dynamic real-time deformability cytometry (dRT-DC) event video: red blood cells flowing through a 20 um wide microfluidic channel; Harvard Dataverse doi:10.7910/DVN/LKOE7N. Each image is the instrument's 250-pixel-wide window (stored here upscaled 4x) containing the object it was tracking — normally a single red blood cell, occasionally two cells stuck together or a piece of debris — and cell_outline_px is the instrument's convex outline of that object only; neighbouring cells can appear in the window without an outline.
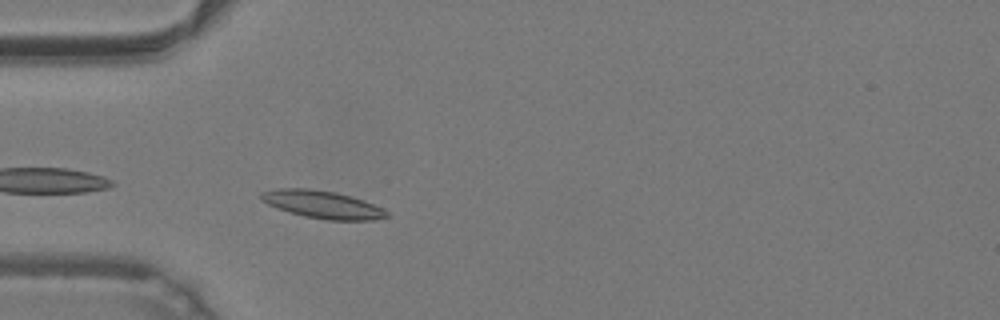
{"species": "common noctule bat (a hibernating species)", "species_latin": "Nyctalus noctula", "temperature_condition": "warm", "stored_images_in_passage": 27, "camera_frame_rate_fps": 3000, "um_per_image_px": 0.085, "animal": {"sex": "male", "body_mass_g": 19.2, "forearm_length_mm": 51.8}, "frame": {"image": 1, "passage_image": 2, "time_ms": 0.333, "image_size_px": [1000, 320], "cell_outline_px": [[388, 216], [372, 220], [328, 220], [304, 216], [268, 204], [260, 200], [260, 192], [276, 188], [308, 188], [336, 192], [352, 196], [364, 200], [384, 208], [388, 212]], "centroid_in_image_um": [27.42, 17.37], "position_along_channel_um": 57.6, "area_um2": 20.23}}
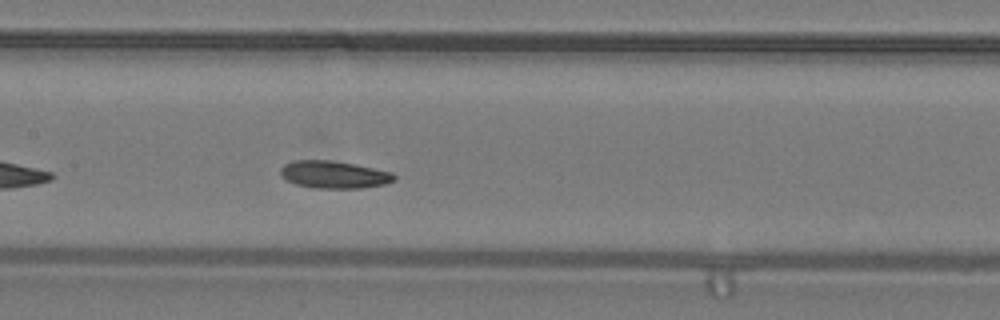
{"frame": {"image": 2, "passage_image": 11, "time_ms": 3.333, "image_size_px": [1000, 320], "cell_outline_px": [[396, 180], [384, 184], [360, 188], [316, 188], [296, 184], [284, 180], [280, 176], [280, 168], [284, 164], [292, 160], [332, 160], [392, 172], [396, 176]], "centroid_in_image_um": [28.34, 14.84], "position_along_channel_um": 179.1, "area_um2": 18.21}}
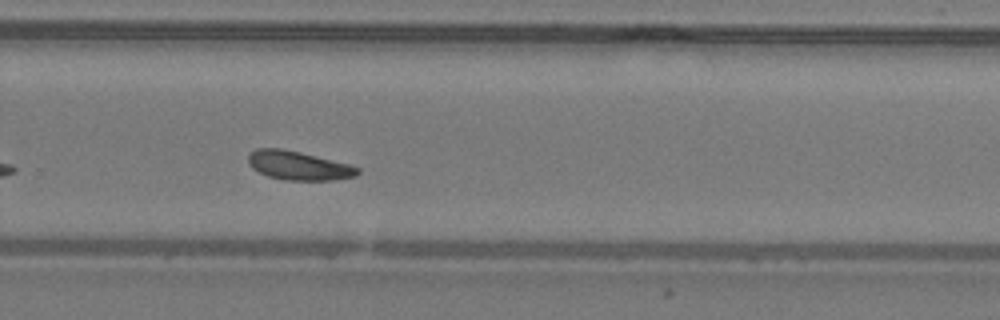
{"frame": {"image": 3, "passage_image": 20, "time_ms": 6.333, "image_size_px": [1000, 320], "cell_outline_px": [[360, 172], [356, 176], [332, 180], [284, 180], [268, 176], [252, 168], [248, 164], [248, 156], [256, 148], [284, 148], [348, 164], [360, 168]], "centroid_in_image_um": [25.36, 14.07], "position_along_channel_um": 304.4, "area_um2": 18.32}, "authors_computed_cell_mechanics": {"area_um2": 18.2648, "velocity_mm_per_s": 4.2201, "shape_relaxation_time_tau1_ms": 3.6953, "shape_relaxation_time_tau2_ms": null, "deformation_change_tau1": 0.0757, "deformation_change_tau2": null}}